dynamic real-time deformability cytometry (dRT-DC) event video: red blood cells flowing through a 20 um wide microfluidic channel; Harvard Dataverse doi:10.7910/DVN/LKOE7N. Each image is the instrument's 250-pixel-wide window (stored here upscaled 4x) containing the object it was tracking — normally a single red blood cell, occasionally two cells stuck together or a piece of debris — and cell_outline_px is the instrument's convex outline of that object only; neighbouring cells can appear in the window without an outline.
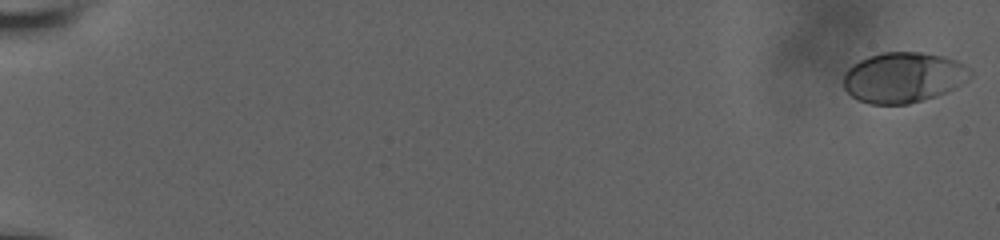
{"species": "human", "species_latin": "Homo sapiens", "temperature_condition": "room temperature", "stored_images_in_passage": 16, "camera_frame_rate_fps": 3000, "um_per_image_px": 0.085, "donor": {"sex": "male"}, "frame": {"image": 1, "passage_image": 1, "time_ms": 0.0, "image_size_px": [1000, 240], "cell_outline_px": [[972, 76], [968, 80], [936, 96], [908, 104], [868, 104], [856, 100], [844, 88], [844, 72], [852, 64], [868, 56], [880, 52], [920, 52], [944, 56], [956, 60], [972, 68]], "centroid_in_image_um": [76.78, 6.57], "position_along_channel_um": 8.2, "area_um2": 37.51}}
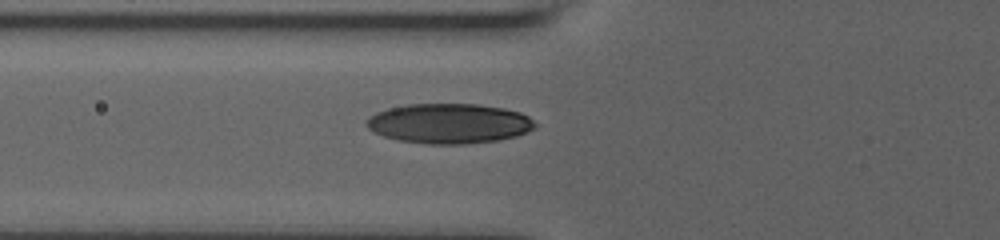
{"frame": {"image": 2, "passage_image": 14, "time_ms": 8.0, "image_size_px": [1000, 240], "cell_outline_px": [[536, 128], [528, 132], [516, 136], [500, 140], [464, 144], [428, 144], [400, 140], [384, 136], [368, 128], [364, 124], [368, 116], [376, 112], [388, 108], [408, 104], [476, 104], [504, 108], [520, 112], [528, 116], [536, 124]], "centroid_in_image_um": [38.19, 10.49], "position_along_channel_um": 87.6, "area_um2": 39.36}}
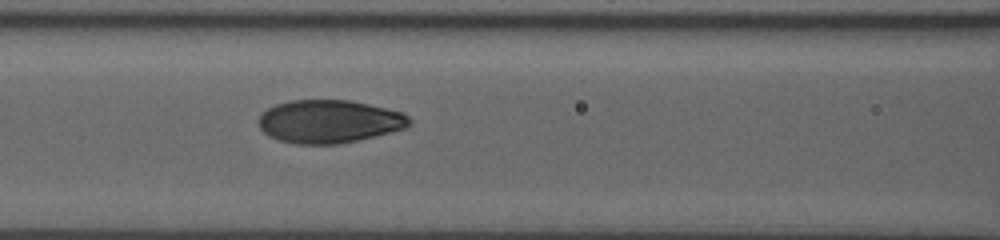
{"frame": {"image": 3, "passage_image": 16, "time_ms": 9.333, "image_size_px": [1000, 240], "cell_outline_px": [[412, 124], [404, 128], [392, 132], [376, 136], [340, 144], [296, 144], [280, 140], [268, 136], [260, 128], [256, 120], [268, 108], [276, 104], [292, 100], [348, 100], [368, 104], [404, 112], [412, 120]], "centroid_in_image_um": [27.99, 10.33], "position_along_channel_um": 138.6, "area_um2": 38.03}}